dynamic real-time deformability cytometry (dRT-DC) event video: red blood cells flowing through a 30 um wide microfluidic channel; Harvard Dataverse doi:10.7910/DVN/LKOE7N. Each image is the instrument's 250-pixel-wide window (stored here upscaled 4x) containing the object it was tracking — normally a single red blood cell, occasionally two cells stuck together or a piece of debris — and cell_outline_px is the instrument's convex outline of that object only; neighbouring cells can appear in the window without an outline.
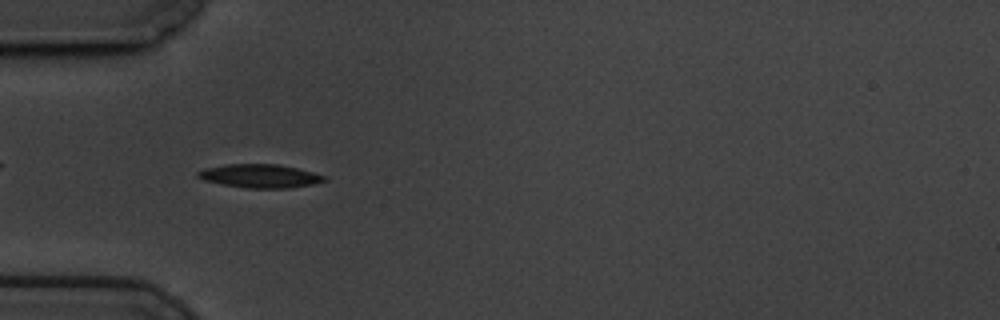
{"species": "common noctule bat (a hibernating species)", "species_latin": "Nyctalus noctula", "temperature_condition": "cold", "stored_images_in_passage": 58, "camera_frame_rate_fps": 3000, "um_per_image_px": 0.085, "animal": {"sex": "male", "body_mass_g": 19.5, "forearm_length_mm": 54.6}, "frame": {"image": 1, "passage_image": 18, "time_ms": 5.667, "image_size_px": [1000, 320], "cell_outline_px": [[328, 180], [312, 184], [288, 188], [244, 188], [220, 184], [204, 180], [196, 176], [196, 172], [204, 168], [228, 164], [276, 164], [296, 168], [328, 176]], "centroid_in_image_um": [22.08, 14.96], "position_along_channel_um": 62.9, "area_um2": 17.4}}
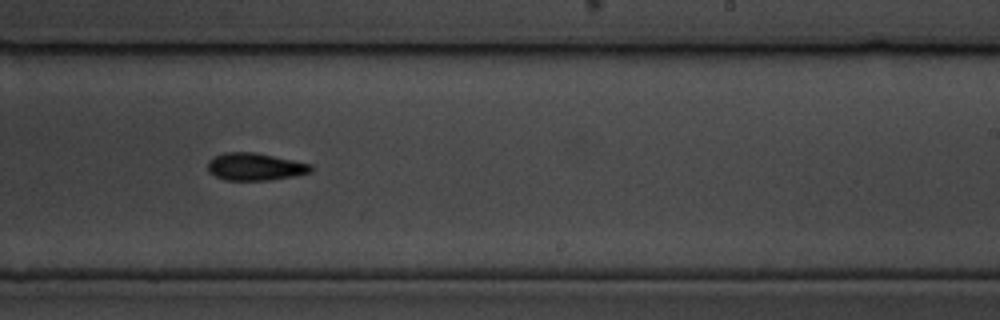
{"frame": {"image": 2, "passage_image": 36, "time_ms": 11.667, "image_size_px": [1000, 320], "cell_outline_px": [[312, 172], [292, 176], [268, 180], [224, 180], [208, 172], [208, 160], [212, 156], [224, 152], [256, 152], [312, 164]], "centroid_in_image_um": [21.65, 14.16], "position_along_channel_um": 267.4, "area_um2": 16.59}}
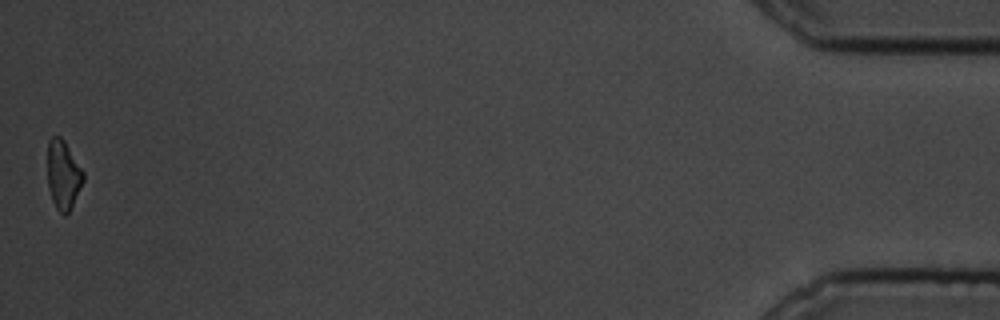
{"frame": {"image": 3, "passage_image": 58, "time_ms": 19.0, "image_size_px": [1000, 320], "cell_outline_px": [[84, 180], [68, 212], [64, 216], [56, 208], [52, 200], [48, 184], [48, 140], [52, 136], [60, 136], [64, 140], [84, 172]], "centroid_in_image_um": [5.37, 14.83], "position_along_channel_um": 429.8, "area_um2": 14.16}, "authors_computed_cell_mechanics": {"area_um2": 16.0395, "velocity_mm_per_s": 3.4448, "shape_relaxation_time_tau1_ms": 2.4962, "shape_relaxation_time_tau2_ms": null, "deformation_change_tau1": 0.1011, "deformation_change_tau2": null}}